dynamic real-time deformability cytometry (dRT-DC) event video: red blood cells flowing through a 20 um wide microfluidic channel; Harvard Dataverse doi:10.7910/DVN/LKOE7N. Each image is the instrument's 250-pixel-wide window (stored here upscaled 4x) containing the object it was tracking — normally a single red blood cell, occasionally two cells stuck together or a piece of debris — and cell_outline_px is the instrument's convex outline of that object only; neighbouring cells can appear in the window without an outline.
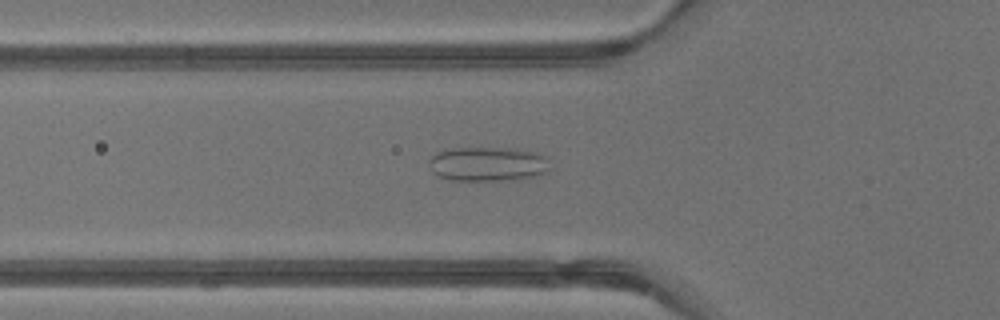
{"species": "common noctule bat (a hibernating species)", "species_latin": "Nyctalus noctula", "temperature_condition": "warm", "stored_images_in_passage": 33, "camera_frame_rate_fps": 3000, "um_per_image_px": 0.085, "animal": {"sex": "male", "body_mass_g": 13.3}, "frame": {"image": 1, "passage_image": 6, "time_ms": 1.667, "image_size_px": [1000, 320], "cell_outline_px": [[548, 172], [516, 180], [448, 180], [436, 176], [432, 172], [428, 164], [428, 160], [436, 152], [448, 148], [512, 148], [532, 152], [544, 156], [548, 160]], "centroid_in_image_um": [41.39, 13.95], "position_along_channel_um": 84.4, "area_um2": 24.39}}
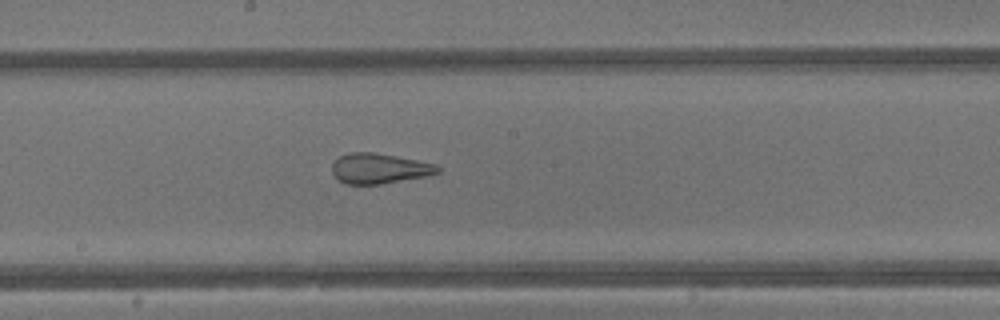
{"frame": {"image": 2, "passage_image": 14, "time_ms": 4.333, "image_size_px": [1000, 320], "cell_outline_px": [[440, 172], [428, 176], [380, 184], [344, 184], [332, 172], [332, 164], [340, 156], [352, 152], [372, 152], [396, 156], [436, 164], [440, 168]], "centroid_in_image_um": [32.26, 14.32], "position_along_channel_um": 215.9, "area_um2": 18.5}}
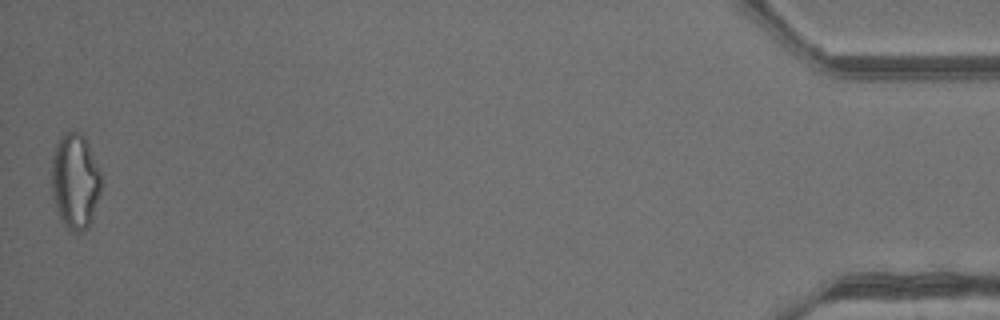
{"frame": {"image": 3, "passage_image": 33, "time_ms": 10.667, "image_size_px": [1000, 320], "cell_outline_px": [[104, 184], [92, 220], [88, 228], [80, 232], [68, 232], [60, 220], [52, 196], [52, 156], [56, 144], [60, 136], [64, 132], [80, 132], [84, 136], [88, 144], [100, 172]], "centroid_in_image_um": [6.4, 15.45], "position_along_channel_um": 428.8, "area_um2": 28.21}, "authors_computed_cell_mechanics": {"area_um2": 22.3686, "velocity_mm_per_s": 4.9022, "shape_relaxation_time_tau1_ms": null, "shape_relaxation_time_tau2_ms": 0.8685, "deformation_change_tau1": null, "deformation_change_tau2": 0.0996}}